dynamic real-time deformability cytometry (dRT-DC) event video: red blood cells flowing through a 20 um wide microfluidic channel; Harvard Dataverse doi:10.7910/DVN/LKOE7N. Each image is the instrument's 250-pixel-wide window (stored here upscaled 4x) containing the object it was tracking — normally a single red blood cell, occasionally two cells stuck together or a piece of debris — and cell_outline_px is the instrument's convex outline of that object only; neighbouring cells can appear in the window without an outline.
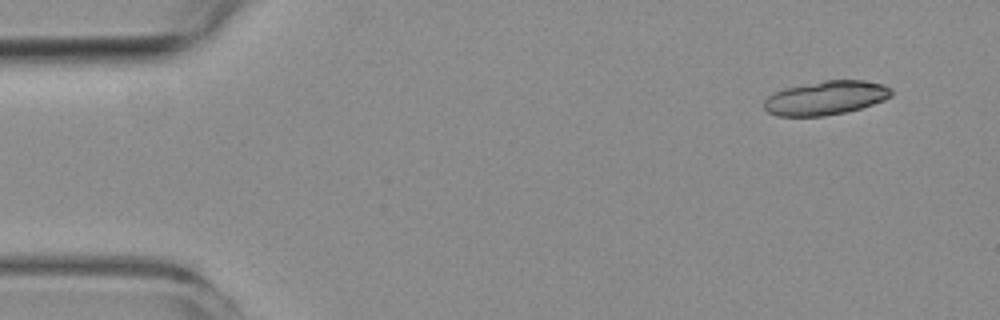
{"species": "common noctule bat (a hibernating species)", "species_latin": "Nyctalus noctula", "temperature_condition": "room temperature", "stored_images_in_passage": 6, "camera_frame_rate_fps": 3000, "um_per_image_px": 0.085, "animal": {"sex": "female", "body_mass_g": 19.3, "forearm_length_mm": 54.1}, "frame": {"image": 1, "passage_image": 1, "time_ms": 0.0, "image_size_px": [1000, 320], "cell_outline_px": [[892, 96], [884, 100], [860, 108], [844, 112], [824, 116], [776, 116], [768, 112], [764, 108], [764, 100], [772, 92], [784, 88], [824, 80], [864, 80], [884, 84], [892, 88]], "centroid_in_image_um": [70.18, 8.31], "position_along_channel_um": 14.8, "area_um2": 25.32}}